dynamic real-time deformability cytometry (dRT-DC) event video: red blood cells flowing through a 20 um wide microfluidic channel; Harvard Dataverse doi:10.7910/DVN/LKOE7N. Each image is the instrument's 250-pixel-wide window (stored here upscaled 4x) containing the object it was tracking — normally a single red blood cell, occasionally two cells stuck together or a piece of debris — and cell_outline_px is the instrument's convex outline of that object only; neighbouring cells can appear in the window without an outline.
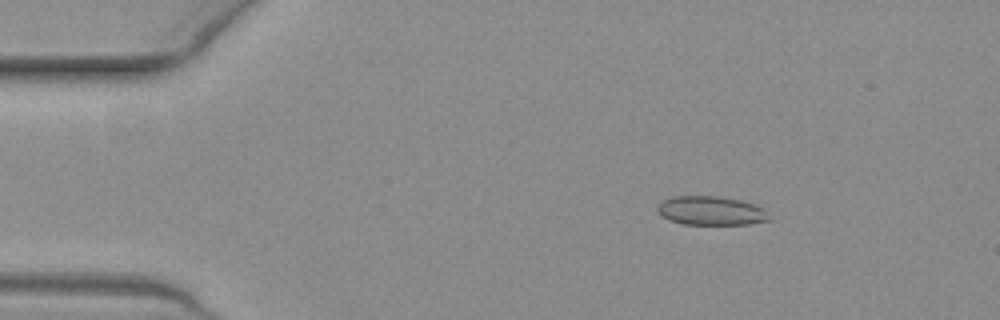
{"species": "common noctule bat (a hibernating species)", "species_latin": "Nyctalus noctula", "temperature_condition": "warm", "stored_images_in_passage": 52, "camera_frame_rate_fps": 3000, "um_per_image_px": 0.085, "animal": {"sex": "female", "body_mass_g": 19.3, "forearm_length_mm": 54.1}, "frame": {"image": 1, "passage_image": 7, "time_ms": 2.0, "image_size_px": [1000, 320], "cell_outline_px": [[772, 220], [748, 224], [684, 224], [668, 220], [660, 216], [656, 212], [656, 208], [664, 200], [672, 196], [716, 196], [740, 200], [764, 208]], "centroid_in_image_um": [60.41, 17.92], "position_along_channel_um": 24.6, "area_um2": 18.9}}
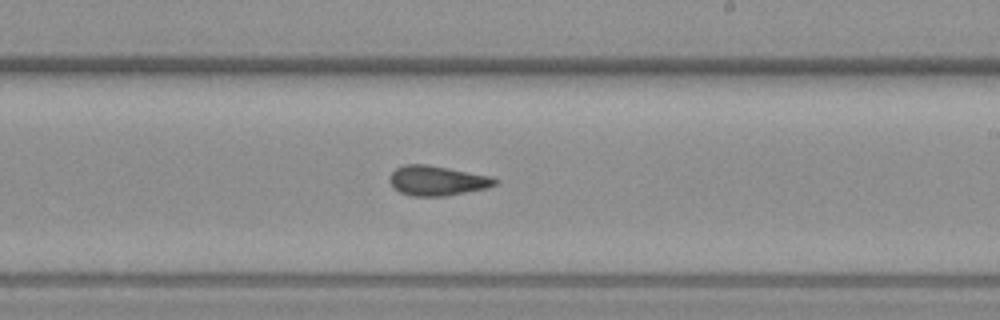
{"frame": {"image": 2, "passage_image": 30, "time_ms": 9.667, "image_size_px": [1000, 320], "cell_outline_px": [[496, 184], [488, 188], [444, 196], [412, 196], [400, 192], [388, 180], [388, 176], [396, 168], [404, 164], [428, 164], [488, 176], [496, 180]], "centroid_in_image_um": [37.1, 15.35], "position_along_channel_um": 251.9, "area_um2": 18.09}}
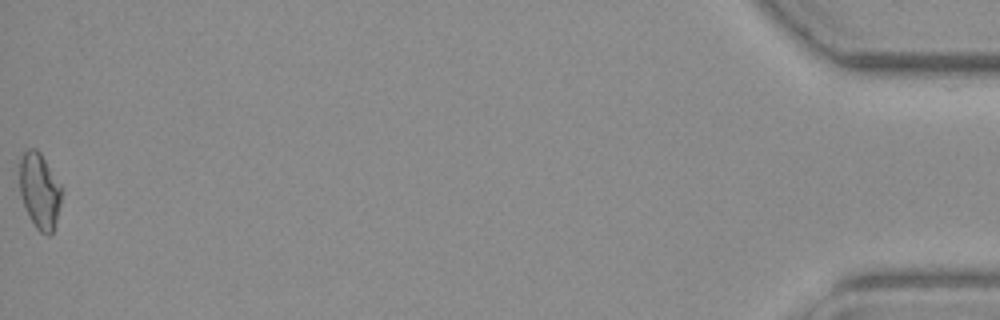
{"frame": {"image": 3, "passage_image": 52, "time_ms": 17.0, "image_size_px": [1000, 320], "cell_outline_px": [[60, 204], [56, 224], [52, 232], [48, 236], [40, 232], [36, 228], [24, 204], [20, 192], [20, 160], [24, 152], [28, 148], [36, 148], [40, 152], [60, 184]], "centroid_in_image_um": [3.36, 16.22], "position_along_channel_um": 431.8, "area_um2": 18.15}, "authors_computed_cell_mechanics": {"area_um2": 18.4382, "velocity_mm_per_s": 3.9043, "shape_relaxation_time_tau1_ms": null, "shape_relaxation_time_tau2_ms": 2.5512, "deformation_change_tau1": null, "deformation_change_tau2": 0.0649}}